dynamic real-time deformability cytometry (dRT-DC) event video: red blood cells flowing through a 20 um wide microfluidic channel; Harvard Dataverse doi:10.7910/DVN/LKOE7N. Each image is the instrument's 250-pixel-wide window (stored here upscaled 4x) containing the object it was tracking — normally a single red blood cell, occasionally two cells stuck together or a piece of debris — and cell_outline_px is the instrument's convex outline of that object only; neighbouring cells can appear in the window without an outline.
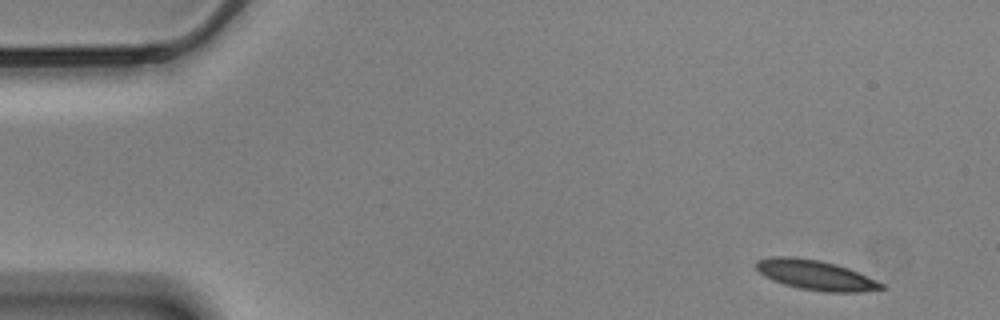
{"species": "Egyptian fruit bat (a non-hibernating species)", "species_latin": "Rousettus aegyptiacus", "temperature_condition": "cold", "stored_images_in_passage": 14, "camera_frame_rate_fps": 3000, "um_per_image_px": 0.085, "animal": {"sex": "male"}, "frame": {"image": 1, "passage_image": 1, "time_ms": 0.0, "image_size_px": [1000, 320], "cell_outline_px": [[884, 288], [860, 292], [824, 292], [800, 288], [784, 284], [772, 280], [764, 276], [756, 268], [756, 260], [772, 256], [792, 256], [820, 260], [836, 264], [848, 268], [876, 280], [884, 284]], "centroid_in_image_um": [69.29, 23.37], "position_along_channel_um": 15.7, "area_um2": 21.73}}
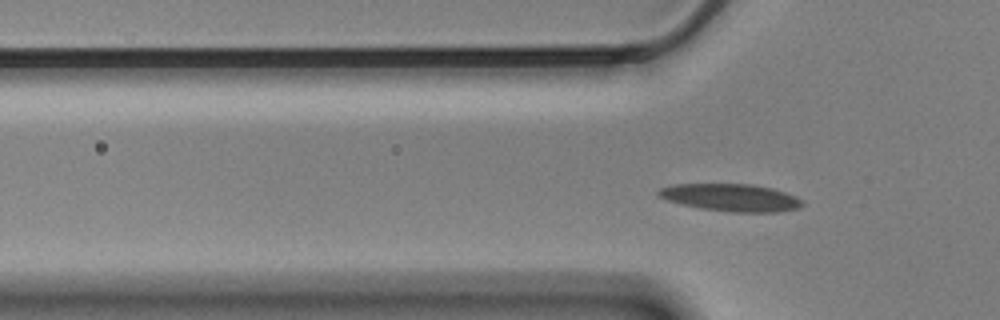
{"frame": {"image": 2, "passage_image": 14, "time_ms": 4.333, "image_size_px": [1000, 320], "cell_outline_px": [[804, 204], [796, 208], [780, 212], [732, 212], [700, 208], [668, 200], [660, 196], [656, 192], [660, 188], [672, 184], [752, 184], [772, 188], [796, 196], [804, 200]], "centroid_in_image_um": [62.16, 16.79], "position_along_channel_um": 63.6, "area_um2": 22.89}}